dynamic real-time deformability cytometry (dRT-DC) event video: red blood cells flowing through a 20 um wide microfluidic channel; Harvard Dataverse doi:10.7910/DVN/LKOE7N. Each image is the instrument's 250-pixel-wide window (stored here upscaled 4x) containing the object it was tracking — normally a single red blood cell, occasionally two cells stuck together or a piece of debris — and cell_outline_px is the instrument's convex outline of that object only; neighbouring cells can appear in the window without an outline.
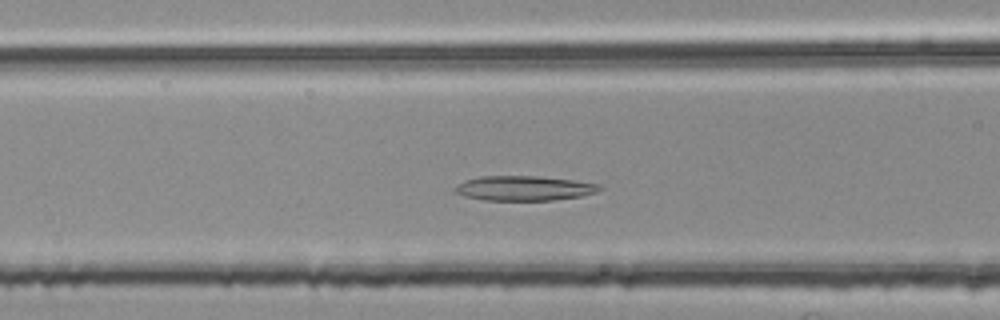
{"species": "common noctule bat (a hibernating species)", "species_latin": "Nyctalus noctula", "temperature_condition": "room temperature", "stored_images_in_passage": 45, "camera_frame_rate_fps": 3000, "um_per_image_px": 0.085, "animal": {"sex": "female", "body_mass_g": 25.1}, "frame": {"image": 1, "passage_image": 16, "time_ms": 5.0, "image_size_px": [1000, 320], "cell_outline_px": [[604, 188], [596, 192], [580, 196], [552, 200], [484, 200], [464, 196], [456, 192], [456, 184], [464, 180], [480, 176], [536, 176], [572, 180], [600, 184]], "centroid_in_image_um": [44.54, 15.99], "position_along_channel_um": 122.1, "area_um2": 20.75}}
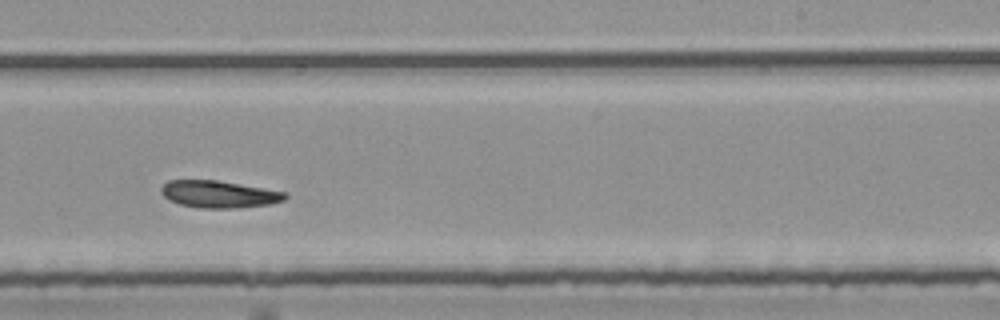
{"frame": {"image": 2, "passage_image": 28, "time_ms": 9.0, "image_size_px": [1000, 320], "cell_outline_px": [[288, 196], [284, 200], [272, 204], [236, 208], [200, 208], [180, 204], [168, 200], [160, 192], [160, 188], [168, 180], [216, 180], [288, 192]], "centroid_in_image_um": [18.62, 16.51], "position_along_channel_um": 270.4, "area_um2": 19.71}}
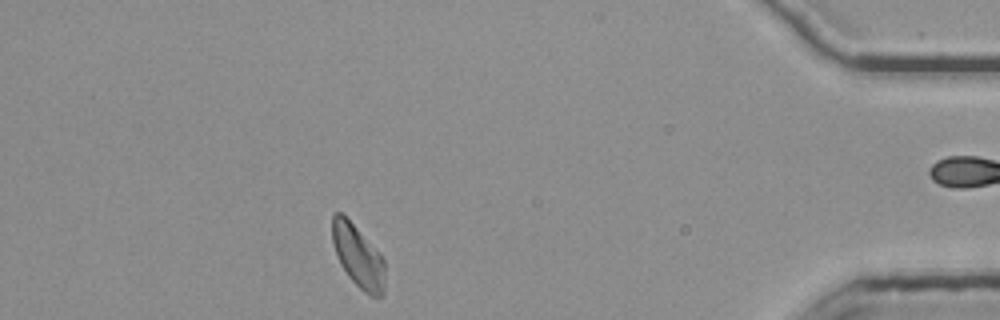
{"frame": {"image": 3, "passage_image": 43, "time_ms": 14.0, "image_size_px": [1000, 320], "cell_outline_px": [[384, 292], [380, 296], [372, 296], [364, 292], [348, 276], [340, 264], [332, 240], [332, 216], [336, 212], [340, 212], [380, 252], [384, 260]], "centroid_in_image_um": [30.44, 21.79], "position_along_channel_um": 404.8, "area_um2": 18.84}}